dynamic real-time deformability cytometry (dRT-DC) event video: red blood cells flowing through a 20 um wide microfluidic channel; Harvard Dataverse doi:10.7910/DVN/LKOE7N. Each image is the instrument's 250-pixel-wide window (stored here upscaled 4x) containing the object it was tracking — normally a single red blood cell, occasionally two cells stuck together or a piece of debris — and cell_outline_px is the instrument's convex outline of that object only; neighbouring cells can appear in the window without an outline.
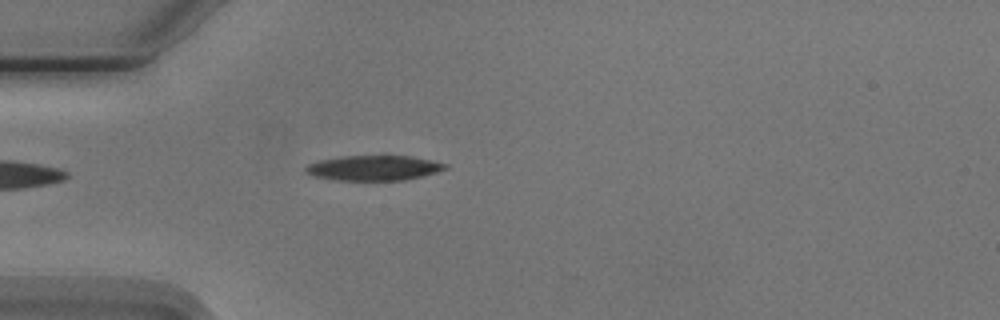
{"species": "Egyptian fruit bat (a non-hibernating species)", "species_latin": "Rousettus aegyptiacus", "temperature_condition": "cold", "stored_images_in_passage": 4, "camera_frame_rate_fps": 3000, "um_per_image_px": 0.085, "animal": {"sex": "male"}, "frame": {"image": 1, "passage_image": 4, "time_ms": 3.667, "image_size_px": [1000, 320], "cell_outline_px": [[448, 168], [436, 172], [404, 180], [336, 180], [316, 176], [308, 172], [304, 168], [308, 164], [320, 160], [340, 156], [408, 156], [448, 164]], "centroid_in_image_um": [31.77, 14.27], "position_along_channel_um": 53.2, "area_um2": 20.0}}